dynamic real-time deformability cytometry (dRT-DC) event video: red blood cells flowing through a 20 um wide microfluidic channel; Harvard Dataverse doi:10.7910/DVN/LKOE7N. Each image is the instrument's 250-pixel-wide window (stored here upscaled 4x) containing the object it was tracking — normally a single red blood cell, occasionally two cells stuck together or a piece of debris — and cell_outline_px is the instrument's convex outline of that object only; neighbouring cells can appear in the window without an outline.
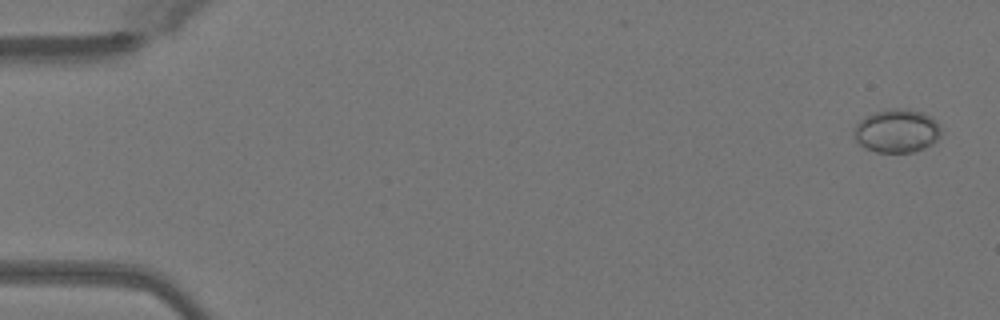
{"species": "Egyptian fruit bat (a non-hibernating species)", "species_latin": "Rousettus aegyptiacus", "temperature_condition": "warm", "stored_images_in_passage": 50, "camera_frame_rate_fps": 3000, "um_per_image_px": 0.085, "animal": {"sex": "female"}, "frame": {"image": 1, "passage_image": 2, "time_ms": 0.333, "image_size_px": [1000, 320], "cell_outline_px": [[940, 136], [932, 144], [924, 148], [912, 152], [876, 152], [864, 148], [856, 140], [852, 132], [856, 124], [860, 120], [876, 112], [888, 108], [908, 108], [924, 112], [932, 116], [936, 120], [940, 128]], "centroid_in_image_um": [76.24, 11.11], "position_along_channel_um": 8.8, "area_um2": 22.25}}
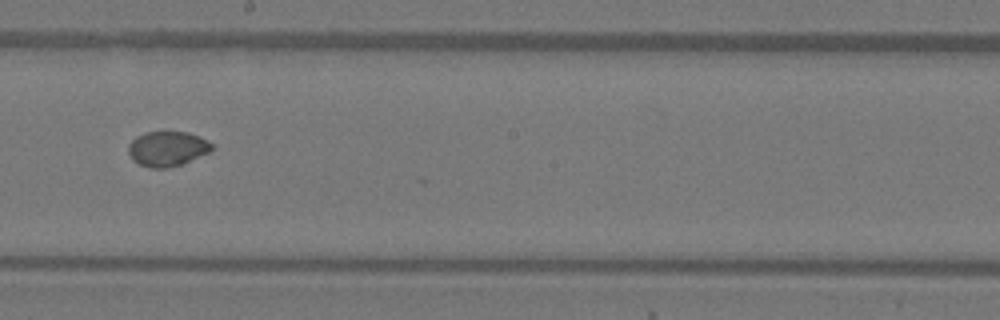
{"frame": {"image": 2, "passage_image": 29, "time_ms": 9.333, "image_size_px": [1000, 320], "cell_outline_px": [[212, 148], [208, 152], [180, 164], [164, 168], [152, 168], [140, 164], [132, 160], [128, 152], [128, 144], [136, 136], [144, 132], [188, 132], [200, 136], [208, 140], [212, 144]], "centroid_in_image_um": [14.19, 12.62], "position_along_channel_um": 234.0, "area_um2": 16.82}}
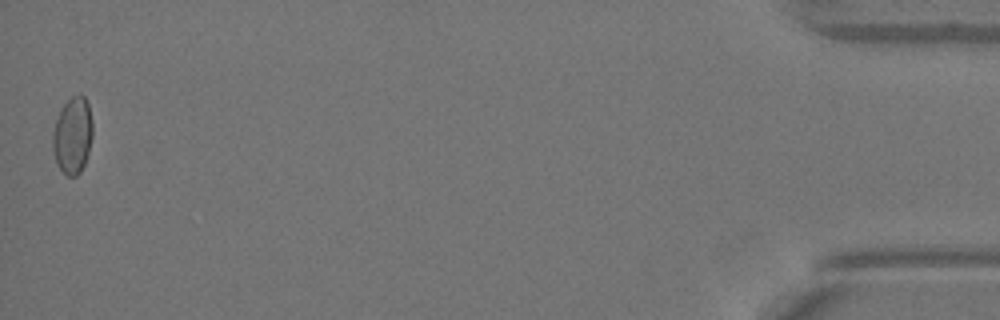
{"frame": {"image": 3, "passage_image": 50, "time_ms": 16.333, "image_size_px": [1000, 320], "cell_outline_px": [[92, 136], [88, 152], [84, 164], [80, 172], [76, 176], [68, 176], [56, 164], [52, 148], [52, 136], [56, 120], [64, 104], [72, 96], [80, 92], [84, 96], [88, 104], [92, 120]], "centroid_in_image_um": [6.17, 11.5], "position_along_channel_um": 429.0, "area_um2": 17.8}, "authors_computed_cell_mechanics": {"area_um2": 17.5712, "velocity_mm_per_s": 4.0902, "shape_relaxation_time_tau1_ms": null, "shape_relaxation_time_tau2_ms": 1.014, "deformation_change_tau1": null, "deformation_change_tau2": 0.0216}}